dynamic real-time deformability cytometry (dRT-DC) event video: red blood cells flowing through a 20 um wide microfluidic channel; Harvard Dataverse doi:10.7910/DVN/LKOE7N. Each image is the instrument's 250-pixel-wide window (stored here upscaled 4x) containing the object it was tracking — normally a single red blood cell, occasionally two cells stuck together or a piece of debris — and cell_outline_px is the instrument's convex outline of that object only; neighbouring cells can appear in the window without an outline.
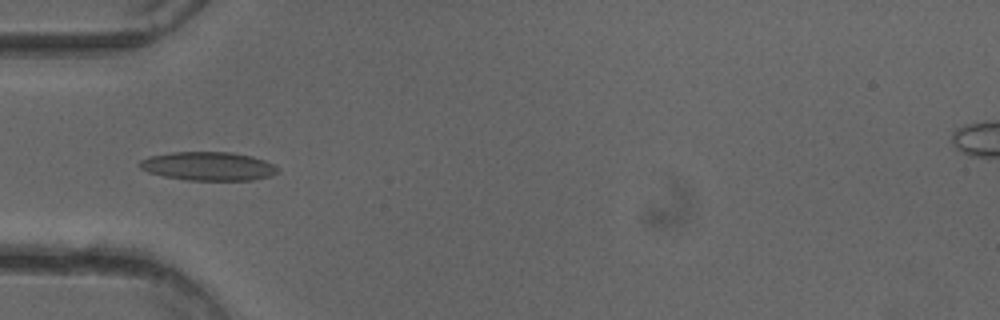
{"species": "common noctule bat (a hibernating species)", "species_latin": "Nyctalus noctula", "temperature_condition": "cold", "stored_images_in_passage": 52, "camera_frame_rate_fps": 3000, "um_per_image_px": 0.085, "animal": {"sex": "female"}, "frame": {"image": 1, "passage_image": 17, "time_ms": 5.333, "image_size_px": [1000, 320], "cell_outline_px": [[280, 172], [272, 176], [252, 180], [188, 180], [164, 176], [148, 172], [140, 168], [140, 160], [148, 156], [172, 152], [232, 152], [252, 156], [264, 160], [280, 168]], "centroid_in_image_um": [17.74, 14.12], "position_along_channel_um": 67.3, "area_um2": 23.18}}
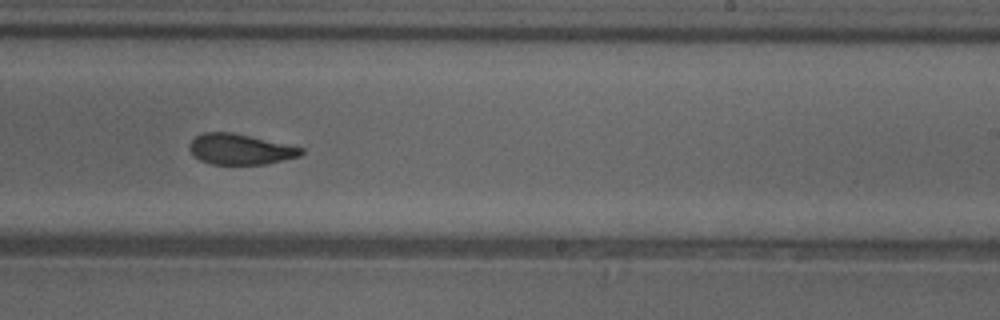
{"frame": {"image": 2, "passage_image": 32, "time_ms": 10.333, "image_size_px": [1000, 320], "cell_outline_px": [[304, 152], [300, 156], [284, 160], [264, 164], [212, 164], [200, 160], [188, 148], [188, 144], [196, 136], [204, 132], [232, 132], [288, 144], [304, 148]], "centroid_in_image_um": [20.43, 12.68], "position_along_channel_um": 268.6, "area_um2": 19.88}}
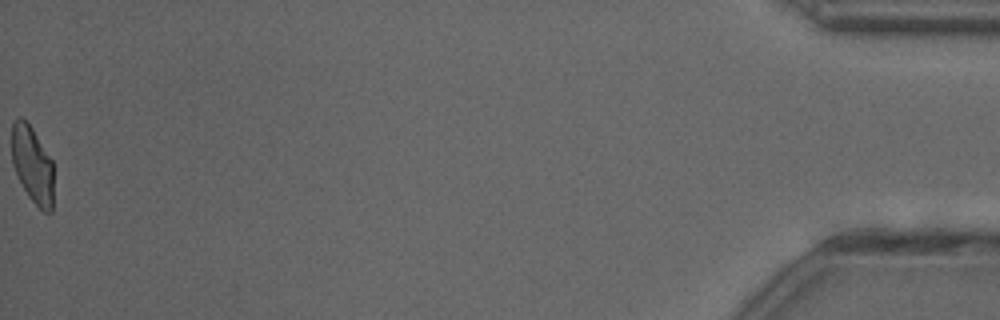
{"frame": {"image": 3, "passage_image": 52, "time_ms": 17.0, "image_size_px": [1000, 320], "cell_outline_px": [[52, 212], [44, 212], [28, 196], [12, 164], [12, 124], [20, 116], [32, 128], [52, 160]], "centroid_in_image_um": [2.75, 14.0], "position_along_channel_um": 432.5, "area_um2": 18.32}, "authors_computed_cell_mechanics": {"area_um2": 21.0392, "velocity_mm_per_s": 4.0156, "shape_relaxation_time_tau1_ms": null, "shape_relaxation_time_tau2_ms": 3.1683, "deformation_change_tau1": null, "deformation_change_tau2": 0.0857}}